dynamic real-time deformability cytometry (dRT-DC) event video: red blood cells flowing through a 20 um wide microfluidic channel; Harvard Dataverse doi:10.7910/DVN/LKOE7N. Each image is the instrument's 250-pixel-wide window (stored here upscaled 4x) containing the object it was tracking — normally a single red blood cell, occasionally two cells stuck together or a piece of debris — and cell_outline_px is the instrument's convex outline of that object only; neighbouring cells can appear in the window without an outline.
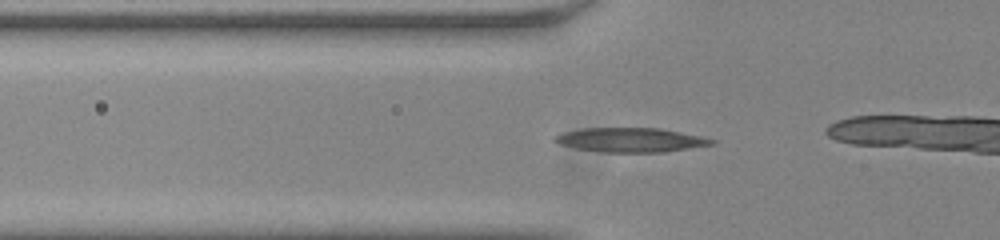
{"species": "common noctule bat (a hibernating species)", "species_latin": "Nyctalus noctula", "temperature_condition": "room temperature", "stored_images_in_passage": 45, "camera_frame_rate_fps": 3000, "um_per_image_px": 0.085, "animal": {"sex": "male", "body_mass_g": 20.0, "forearm_length_mm": 53.3}, "frame": {"image": 1, "passage_image": 21, "time_ms": 6.667, "image_size_px": [1000, 240], "cell_outline_px": [[716, 144], [664, 152], [600, 152], [576, 148], [560, 144], [552, 140], [556, 136], [564, 132], [584, 128], [660, 128], [700, 136], [716, 140]], "centroid_in_image_um": [53.63, 11.9], "position_along_channel_um": 72.2, "area_um2": 22.08}}
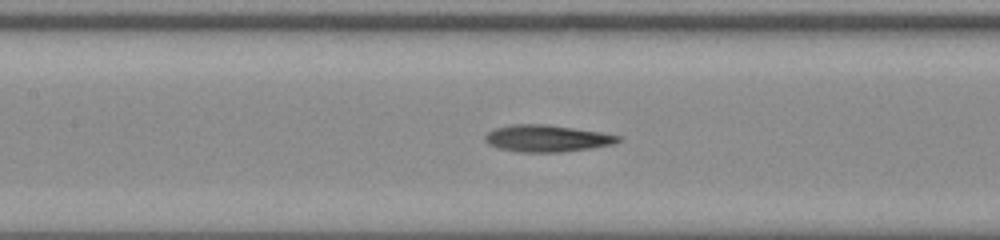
{"frame": {"image": 2, "passage_image": 28, "time_ms": 9.0, "image_size_px": [1000, 240], "cell_outline_px": [[624, 140], [612, 144], [592, 148], [560, 152], [520, 152], [496, 148], [488, 144], [484, 140], [484, 136], [488, 132], [496, 128], [512, 124], [548, 124], [600, 132], [624, 136]], "centroid_in_image_um": [46.51, 11.76], "position_along_channel_um": 160.9, "area_um2": 21.04}}
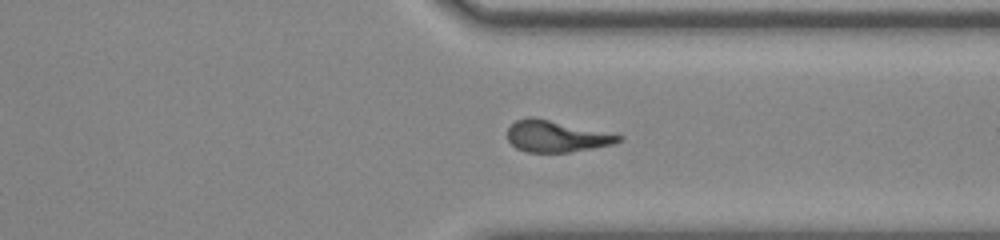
{"frame": {"image": 3, "passage_image": 44, "time_ms": 14.333, "image_size_px": [1000, 240], "cell_outline_px": [[624, 136], [620, 140], [612, 144], [592, 148], [568, 152], [528, 152], [516, 148], [508, 140], [508, 128], [516, 120], [528, 116], [532, 116], [616, 132]], "centroid_in_image_um": [47.35, 11.55], "position_along_channel_um": 364.1, "area_um2": 20.81}}